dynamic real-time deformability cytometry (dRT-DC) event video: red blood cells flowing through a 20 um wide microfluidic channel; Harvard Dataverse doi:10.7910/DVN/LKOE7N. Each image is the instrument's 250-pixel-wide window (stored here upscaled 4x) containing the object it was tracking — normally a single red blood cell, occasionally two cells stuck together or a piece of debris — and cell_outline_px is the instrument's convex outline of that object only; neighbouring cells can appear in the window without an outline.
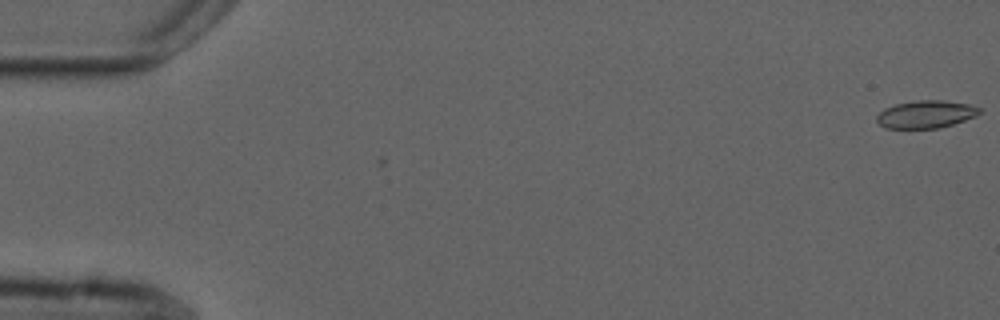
{"species": "common noctule bat (a hibernating species)", "species_latin": "Nyctalus noctula", "temperature_condition": "cold", "stored_images_in_passage": 3, "camera_frame_rate_fps": 3000, "um_per_image_px": 0.085, "animal": {"sex": "male", "forearm_length_mm": 52.5}, "frame": {"image": 1, "passage_image": 3, "time_ms": 0.667, "image_size_px": [1000, 320], "cell_outline_px": [[980, 112], [976, 116], [940, 128], [884, 128], [876, 120], [876, 116], [884, 108], [896, 104], [916, 100], [944, 100], [968, 104], [980, 108]], "centroid_in_image_um": [78.68, 9.71], "position_along_channel_um": 6.3, "area_um2": 16.47}}